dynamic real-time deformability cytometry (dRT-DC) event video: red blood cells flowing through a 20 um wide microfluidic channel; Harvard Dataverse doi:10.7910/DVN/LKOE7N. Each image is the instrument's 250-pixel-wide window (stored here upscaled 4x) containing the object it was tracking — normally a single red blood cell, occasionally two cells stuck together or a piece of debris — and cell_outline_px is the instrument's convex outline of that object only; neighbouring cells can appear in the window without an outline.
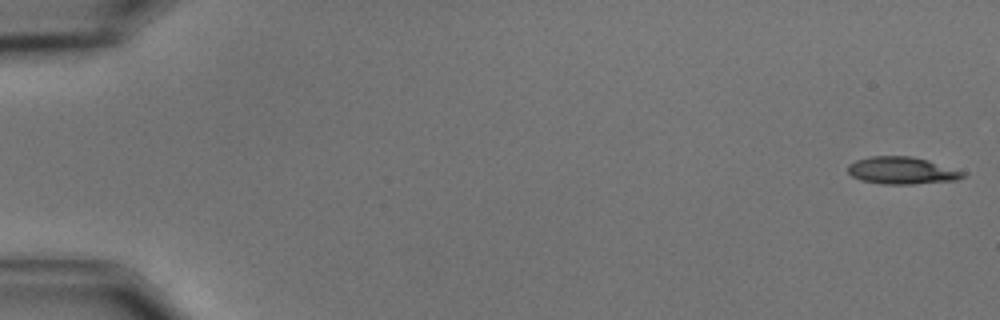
{"species": "common noctule bat (a hibernating species)", "species_latin": "Nyctalus noctula", "temperature_condition": "cold", "stored_images_in_passage": 57, "camera_frame_rate_fps": 3000, "um_per_image_px": 0.085, "animal": {"sex": "male", "body_mass_g": 15.6}, "frame": {"image": 1, "passage_image": 1, "time_ms": 0.0, "image_size_px": [1000, 320], "cell_outline_px": [[968, 172], [964, 176], [956, 180], [912, 184], [880, 184], [860, 180], [852, 176], [848, 172], [848, 164], [856, 160], [872, 156], [912, 156], [928, 160]], "centroid_in_image_um": [76.67, 14.49], "position_along_channel_um": 8.3, "area_um2": 18.38}}
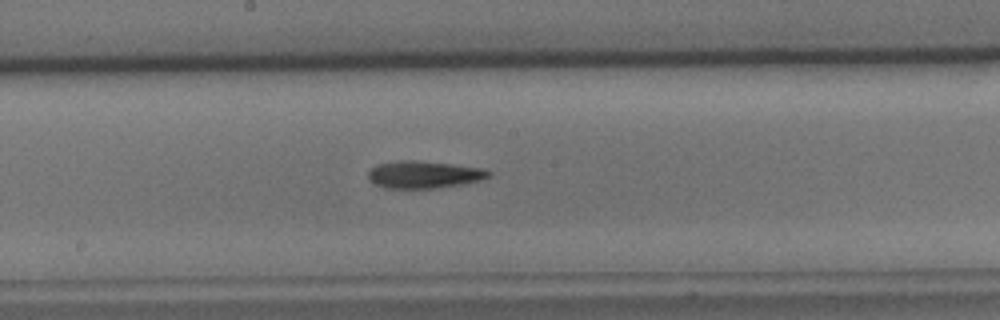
{"frame": {"image": 2, "passage_image": 31, "time_ms": 10.0, "image_size_px": [1000, 320], "cell_outline_px": [[492, 176], [480, 180], [464, 184], [436, 188], [384, 188], [368, 180], [368, 172], [372, 168], [380, 164], [400, 160], [420, 160], [480, 168], [492, 172]], "centroid_in_image_um": [36.04, 14.84], "position_along_channel_um": 212.2, "area_um2": 19.13}}
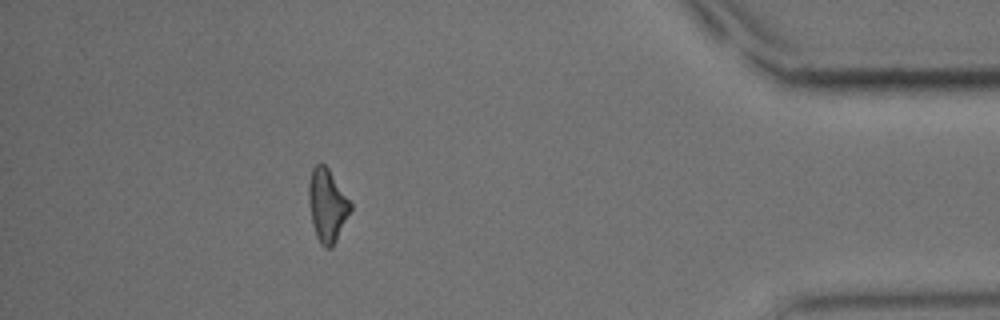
{"frame": {"image": 3, "passage_image": 51, "time_ms": 16.667, "image_size_px": [1000, 320], "cell_outline_px": [[352, 208], [332, 248], [324, 248], [320, 244], [316, 236], [312, 224], [308, 200], [308, 184], [312, 168], [316, 164], [324, 164], [328, 168], [352, 204]], "centroid_in_image_um": [27.79, 17.46], "position_along_channel_um": 407.4, "area_um2": 17.69}, "authors_computed_cell_mechanics": {"area_um2": 18.207, "velocity_mm_per_s": 3.5692, "shape_relaxation_time_tau1_ms": 4.3039, "shape_relaxation_time_tau2_ms": null, "deformation_change_tau1": 0.1782, "deformation_change_tau2": null}}